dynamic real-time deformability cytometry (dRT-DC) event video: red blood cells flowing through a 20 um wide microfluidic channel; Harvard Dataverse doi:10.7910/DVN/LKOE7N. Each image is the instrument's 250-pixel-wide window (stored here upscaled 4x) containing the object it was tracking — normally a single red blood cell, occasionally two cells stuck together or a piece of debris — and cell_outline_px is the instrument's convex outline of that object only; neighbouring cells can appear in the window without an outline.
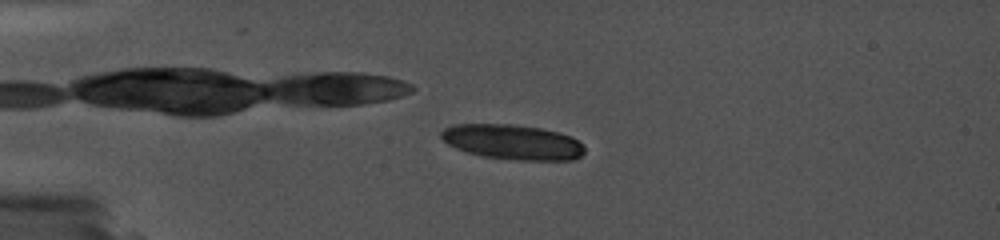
{"species": "common noctule bat (a hibernating species)", "species_latin": "Nyctalus noctula", "temperature_condition": "cold", "stored_images_in_passage": 15, "camera_frame_rate_fps": 5000, "um_per_image_px": 0.085, "animal": {"sex": "female", "body_mass_g": 19.0, "forearm_length_mm": 56.7}, "frame": {"image": 1, "passage_image": 13, "time_ms": 4.8, "image_size_px": [1000, 240], "cell_outline_px": [[584, 152], [576, 160], [516, 160], [484, 156], [468, 152], [456, 148], [448, 144], [440, 136], [440, 132], [444, 128], [452, 124], [512, 124], [540, 128], [560, 132], [584, 144]], "centroid_in_image_um": [43.57, 12.07], "position_along_channel_um": 41.4, "area_um2": 29.25}}